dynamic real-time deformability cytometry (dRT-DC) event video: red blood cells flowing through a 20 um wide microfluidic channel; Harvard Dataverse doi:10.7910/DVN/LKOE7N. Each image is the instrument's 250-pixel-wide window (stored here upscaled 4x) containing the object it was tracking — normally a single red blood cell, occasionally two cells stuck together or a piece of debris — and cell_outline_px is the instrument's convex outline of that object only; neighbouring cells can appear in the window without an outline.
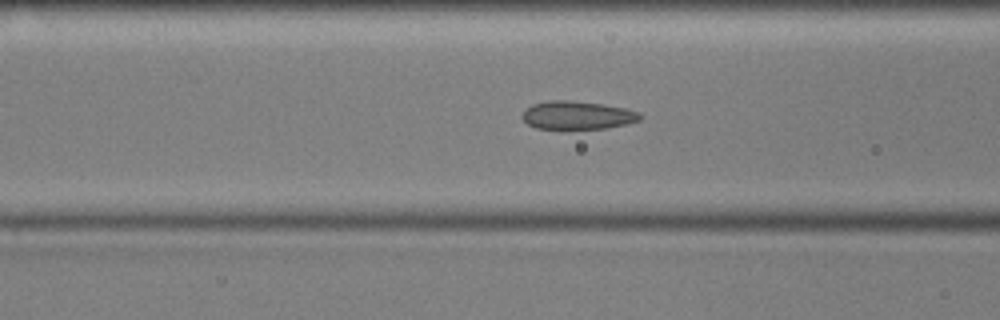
{"species": "common noctule bat (a hibernating species)", "species_latin": "Nyctalus noctula", "temperature_condition": "cold", "stored_images_in_passage": 53, "camera_frame_rate_fps": 3000, "um_per_image_px": 0.085, "animal": {"sex": "male", "body_mass_g": 17.9, "forearm_length_mm": 54.2}, "frame": {"image": 1, "passage_image": 19, "time_ms": 6.0, "image_size_px": [1000, 320], "cell_outline_px": [[644, 116], [640, 120], [624, 124], [604, 128], [536, 128], [528, 124], [520, 116], [524, 108], [532, 104], [548, 100], [568, 100], [600, 104], [624, 108], [640, 112]], "centroid_in_image_um": [49.04, 9.78], "position_along_channel_um": 117.6, "area_um2": 19.25}}
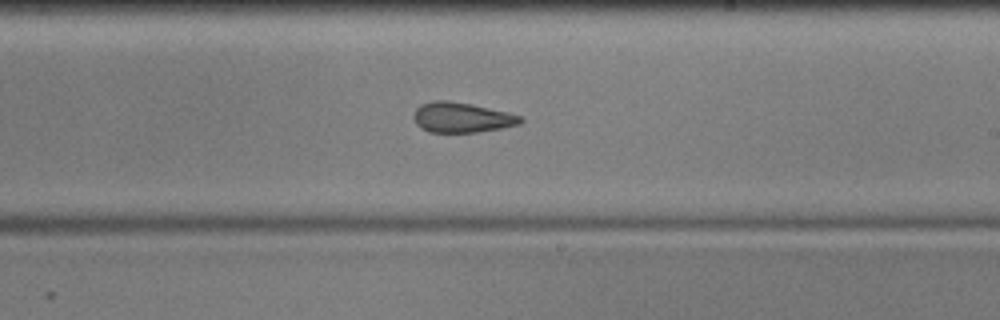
{"frame": {"image": 2, "passage_image": 30, "time_ms": 9.667, "image_size_px": [1000, 320], "cell_outline_px": [[524, 120], [520, 124], [500, 128], [476, 132], [428, 132], [420, 128], [416, 124], [412, 116], [416, 108], [424, 104], [436, 100], [448, 100], [472, 104], [508, 112], [524, 116]], "centroid_in_image_um": [39.26, 9.98], "position_along_channel_um": 249.7, "area_um2": 18.84}}
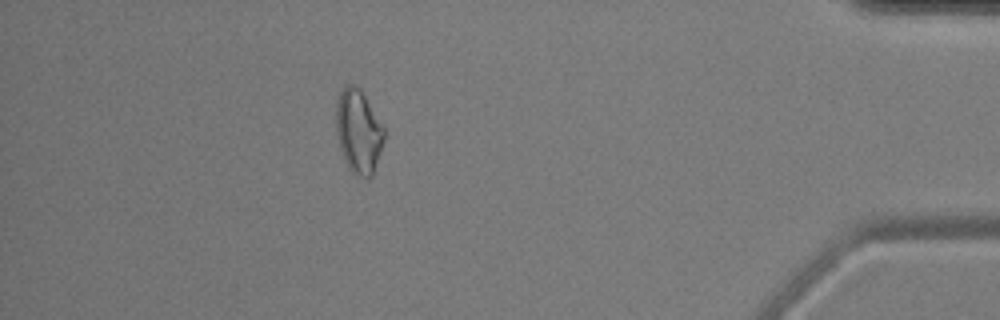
{"frame": {"image": 3, "passage_image": 47, "time_ms": 15.333, "image_size_px": [1000, 320], "cell_outline_px": [[384, 140], [372, 176], [368, 180], [356, 176], [348, 168], [344, 160], [340, 148], [336, 132], [336, 104], [340, 92], [344, 84], [356, 84], [360, 88], [384, 128]], "centroid_in_image_um": [30.45, 11.18], "position_along_channel_um": 404.7, "area_um2": 23.58}, "authors_computed_cell_mechanics": {"area_um2": 20.4612, "velocity_mm_per_s": 3.5956, "shape_relaxation_time_tau1_ms": 6.8612, "shape_relaxation_time_tau2_ms": 2.0331, "deformation_change_tau1": 0.1202, "deformation_change_tau2": 0.0764}}